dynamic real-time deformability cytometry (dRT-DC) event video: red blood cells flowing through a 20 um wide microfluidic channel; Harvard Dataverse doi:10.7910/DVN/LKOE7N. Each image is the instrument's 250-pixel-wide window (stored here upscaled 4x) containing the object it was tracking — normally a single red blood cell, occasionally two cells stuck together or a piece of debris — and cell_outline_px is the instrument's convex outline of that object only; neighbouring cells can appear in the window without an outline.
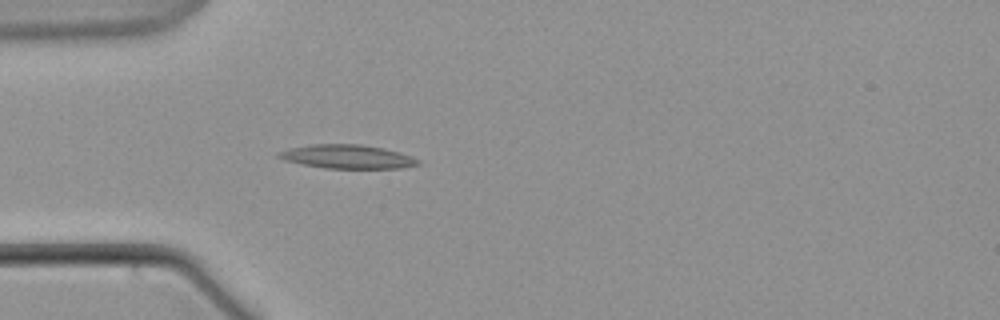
{"species": "common noctule bat (a hibernating species)", "species_latin": "Nyctalus noctula", "temperature_condition": "warm", "stored_images_in_passage": 18, "camera_frame_rate_fps": 3000, "um_per_image_px": 0.085, "animal": {"sex": "male", "body_mass_g": 21.5, "forearm_length_mm": 52.0}, "frame": {"image": 1, "passage_image": 6, "time_ms": 1.667, "image_size_px": [1000, 320], "cell_outline_px": [[420, 164], [400, 168], [324, 168], [284, 160], [276, 156], [276, 152], [288, 148], [312, 144], [360, 144], [384, 148], [400, 152], [412, 156], [420, 160]], "centroid_in_image_um": [29.52, 13.31], "position_along_channel_um": 55.5, "area_um2": 19.36}}